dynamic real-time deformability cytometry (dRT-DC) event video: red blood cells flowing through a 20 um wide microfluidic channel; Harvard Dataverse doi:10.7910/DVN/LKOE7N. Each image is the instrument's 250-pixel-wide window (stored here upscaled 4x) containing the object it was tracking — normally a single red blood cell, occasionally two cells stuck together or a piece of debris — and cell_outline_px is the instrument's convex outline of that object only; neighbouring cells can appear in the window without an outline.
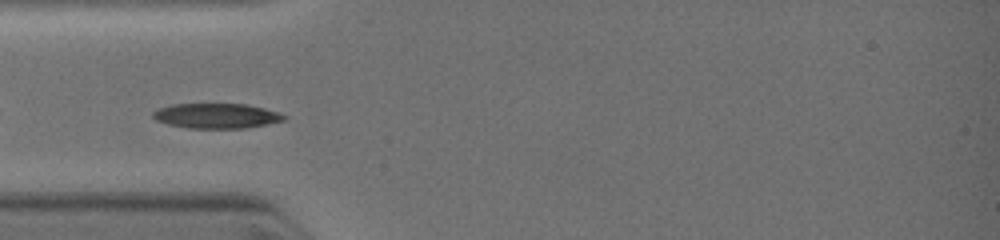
{"species": "common noctule bat (a hibernating species)", "species_latin": "Nyctalus noctula", "temperature_condition": "warm", "stored_images_in_passage": 4, "camera_frame_rate_fps": 3000, "um_per_image_px": 0.085, "animal": {"sex": "female", "body_mass_g": 19.0, "forearm_length_mm": 51.5}, "frame": {"image": 1, "passage_image": 3, "time_ms": 1.667, "image_size_px": [1000, 240], "cell_outline_px": [[288, 120], [244, 128], [188, 128], [168, 124], [156, 120], [152, 116], [152, 112], [160, 108], [172, 104], [248, 104], [264, 108], [288, 116]], "centroid_in_image_um": [18.42, 9.84], "position_along_channel_um": 66.6, "area_um2": 19.07}}